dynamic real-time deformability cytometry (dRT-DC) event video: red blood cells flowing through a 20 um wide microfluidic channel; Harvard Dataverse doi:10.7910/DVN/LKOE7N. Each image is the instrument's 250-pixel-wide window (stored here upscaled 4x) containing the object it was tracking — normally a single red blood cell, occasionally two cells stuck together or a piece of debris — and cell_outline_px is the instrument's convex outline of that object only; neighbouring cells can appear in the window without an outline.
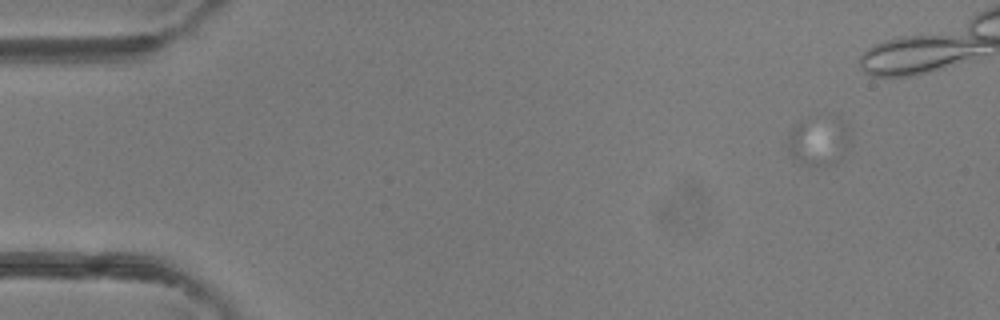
{"species": "common noctule bat (a hibernating species)", "species_latin": "Nyctalus noctula", "temperature_condition": "room temperature", "stored_images_in_passage": 32, "segment_of_instrument_passage": [1, 2], "camera_frame_rate_fps": 3000, "um_per_image_px": 0.085, "animal": {"sex": "female"}, "frame": {"image": 1, "passage_image": 5, "time_ms": 1.333, "image_size_px": [1000, 320], "cell_outline_px": [[840, 156], [836, 164], [800, 164], [788, 152], [784, 144], [784, 140], [788, 132], [800, 120]], "centroid_in_image_um": [68.74, 12.47], "position_along_channel_um": 16.3, "area_um2": 10.52}}
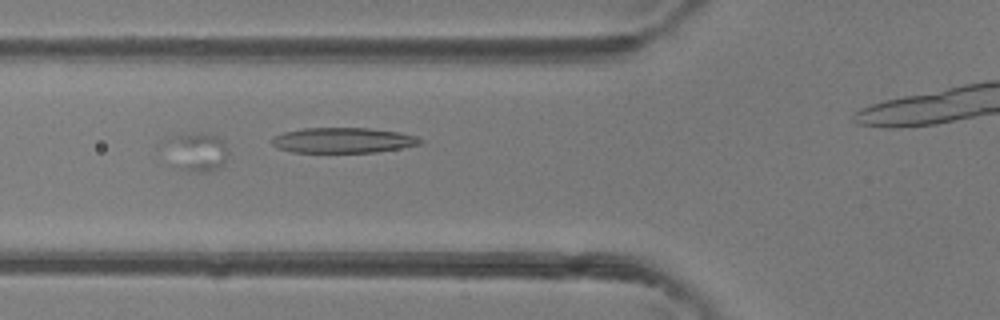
{"frame": {"image": 2, "passage_image": 22, "time_ms": 7.0, "image_size_px": [1000, 320], "cell_outline_px": [[224, 164], [212, 172], [188, 172], [180, 168], [176, 136], [192, 132], [208, 132], [224, 140]], "centroid_in_image_um": [17.03, 12.92], "position_along_channel_um": 108.8, "area_um2": 12.14}}